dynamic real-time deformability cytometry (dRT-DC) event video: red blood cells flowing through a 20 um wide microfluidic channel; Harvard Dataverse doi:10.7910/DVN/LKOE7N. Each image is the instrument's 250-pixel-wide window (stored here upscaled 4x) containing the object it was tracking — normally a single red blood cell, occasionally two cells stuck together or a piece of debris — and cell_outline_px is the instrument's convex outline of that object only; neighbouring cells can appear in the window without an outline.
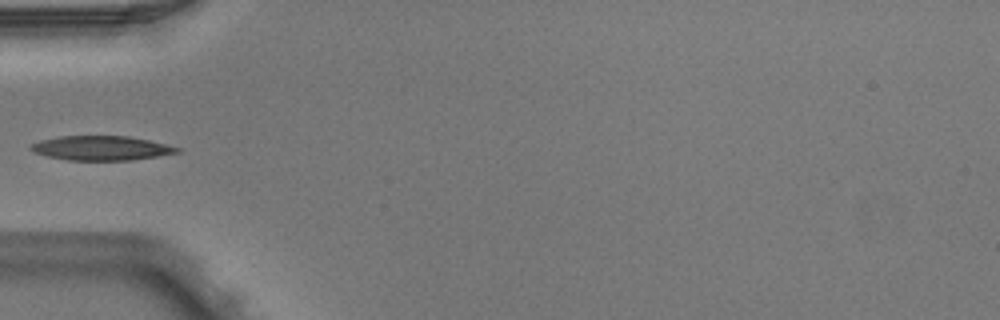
{"species": "Egyptian fruit bat (a non-hibernating species)", "species_latin": "Rousettus aegyptiacus", "temperature_condition": "warm", "stored_images_in_passage": 4, "camera_frame_rate_fps": 3000, "um_per_image_px": 0.085, "animal": {"sex": "male"}, "frame": {"image": 1, "passage_image": 4, "time_ms": 1.0, "image_size_px": [1000, 320], "cell_outline_px": [[180, 152], [132, 160], [68, 160], [48, 156], [32, 152], [28, 148], [32, 144], [40, 140], [60, 136], [128, 136], [148, 140], [180, 148]], "centroid_in_image_um": [8.56, 12.59], "position_along_channel_um": 76.4, "area_um2": 20.63}}